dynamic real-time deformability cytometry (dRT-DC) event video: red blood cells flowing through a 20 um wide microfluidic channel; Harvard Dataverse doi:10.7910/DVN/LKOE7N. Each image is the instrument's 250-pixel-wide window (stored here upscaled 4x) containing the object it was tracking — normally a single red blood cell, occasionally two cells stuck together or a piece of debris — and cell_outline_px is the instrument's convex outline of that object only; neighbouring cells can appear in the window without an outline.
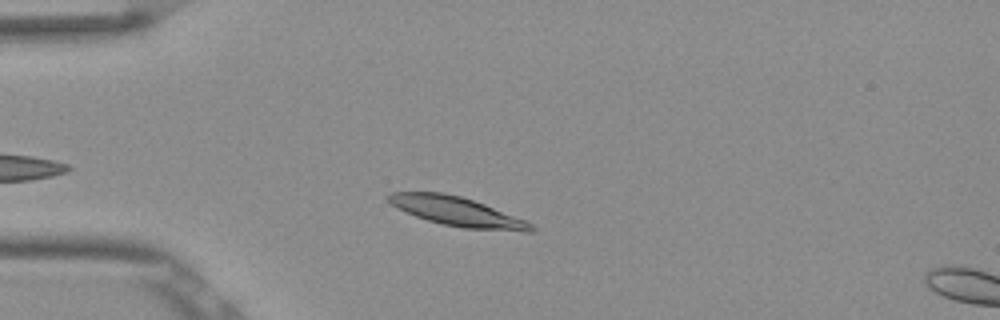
{"species": "Egyptian fruit bat (a non-hibernating species)", "species_latin": "Rousettus aegyptiacus", "temperature_condition": "room temperature", "stored_images_in_passage": 10, "camera_frame_rate_fps": 3000, "um_per_image_px": 0.085, "frame": {"image": 1, "passage_image": 7, "time_ms": 2.0, "image_size_px": [1000, 320], "cell_outline_px": [[536, 232], [524, 232], [464, 228], [444, 224], [428, 220], [416, 216], [396, 208], [384, 196], [392, 192], [444, 192], [460, 196], [484, 204], [524, 220], [532, 224], [536, 228]], "centroid_in_image_um": [38.86, 17.98], "position_along_channel_um": 46.1, "area_um2": 24.1}}